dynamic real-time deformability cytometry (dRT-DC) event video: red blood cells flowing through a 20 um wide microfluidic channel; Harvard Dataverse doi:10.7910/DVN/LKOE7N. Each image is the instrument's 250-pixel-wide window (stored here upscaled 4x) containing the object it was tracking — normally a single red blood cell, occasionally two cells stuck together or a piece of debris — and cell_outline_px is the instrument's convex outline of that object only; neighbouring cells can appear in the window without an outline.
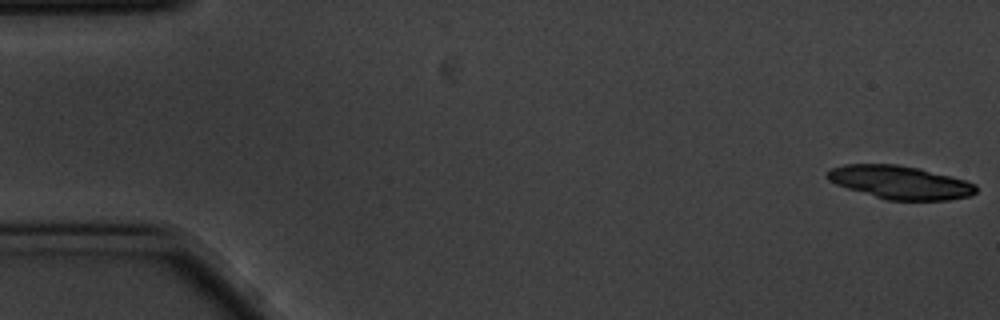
{"species": "common noctule bat (a hibernating species)", "species_latin": "Nyctalus noctula", "temperature_condition": "cold", "stored_images_in_passage": 43, "camera_frame_rate_fps": 3000, "um_per_image_px": 0.085, "animal": {"sex": "male", "body_mass_g": 20.1, "forearm_length_mm": 53.5}, "frame": {"image": 1, "passage_image": 1, "time_ms": 0.0, "image_size_px": [1000, 320], "cell_outline_px": [[976, 192], [972, 196], [948, 200], [888, 200], [848, 188], [836, 184], [828, 180], [824, 176], [832, 168], [844, 164], [896, 164], [920, 168], [964, 180], [976, 184]], "centroid_in_image_um": [76.51, 15.5], "position_along_channel_um": 8.5, "area_um2": 28.67}}